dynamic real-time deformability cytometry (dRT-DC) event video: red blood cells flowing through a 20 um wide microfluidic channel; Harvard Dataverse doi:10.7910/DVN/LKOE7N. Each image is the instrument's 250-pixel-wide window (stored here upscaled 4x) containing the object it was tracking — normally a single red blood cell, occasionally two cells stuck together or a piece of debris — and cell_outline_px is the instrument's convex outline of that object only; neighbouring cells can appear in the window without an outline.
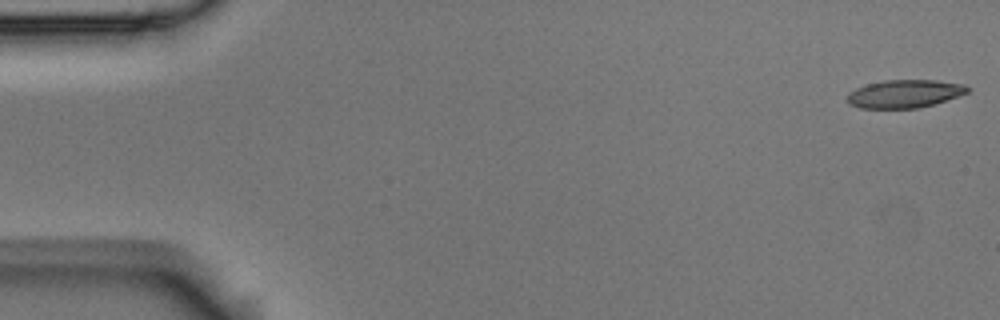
{"species": "Egyptian fruit bat (a non-hibernating species)", "species_latin": "Rousettus aegyptiacus", "temperature_condition": "room temperature", "stored_images_in_passage": 5, "camera_frame_rate_fps": 3000, "um_per_image_px": 0.085, "animal": {"sex": "male"}, "frame": {"image": 1, "passage_image": 1, "time_ms": 0.0, "image_size_px": [1000, 320], "cell_outline_px": [[968, 92], [920, 108], [860, 108], [848, 104], [848, 92], [856, 88], [868, 84], [884, 80], [936, 80], [964, 84], [968, 88]], "centroid_in_image_um": [76.85, 7.97], "position_along_channel_um": 8.2, "area_um2": 19.42}}
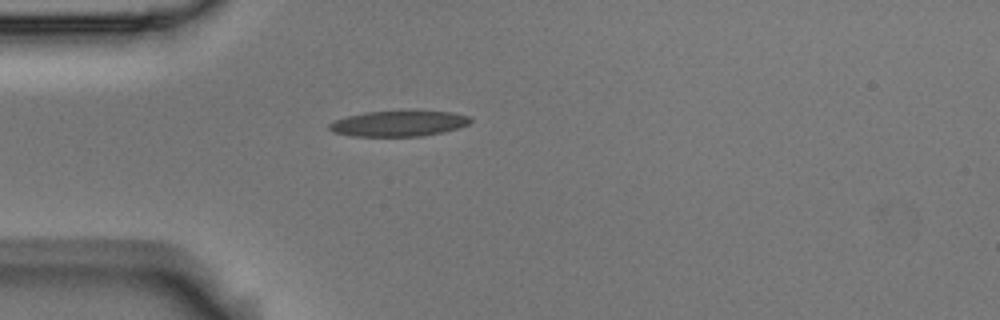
{"frame": {"image": 2, "passage_image": 5, "time_ms": 1.333, "image_size_px": [1000, 320], "cell_outline_px": [[472, 120], [468, 124], [444, 132], [420, 136], [352, 136], [332, 132], [328, 128], [328, 124], [336, 120], [348, 116], [364, 112], [452, 112], [468, 116]], "centroid_in_image_um": [33.85, 10.52], "position_along_channel_um": 51.2, "area_um2": 20.63}}